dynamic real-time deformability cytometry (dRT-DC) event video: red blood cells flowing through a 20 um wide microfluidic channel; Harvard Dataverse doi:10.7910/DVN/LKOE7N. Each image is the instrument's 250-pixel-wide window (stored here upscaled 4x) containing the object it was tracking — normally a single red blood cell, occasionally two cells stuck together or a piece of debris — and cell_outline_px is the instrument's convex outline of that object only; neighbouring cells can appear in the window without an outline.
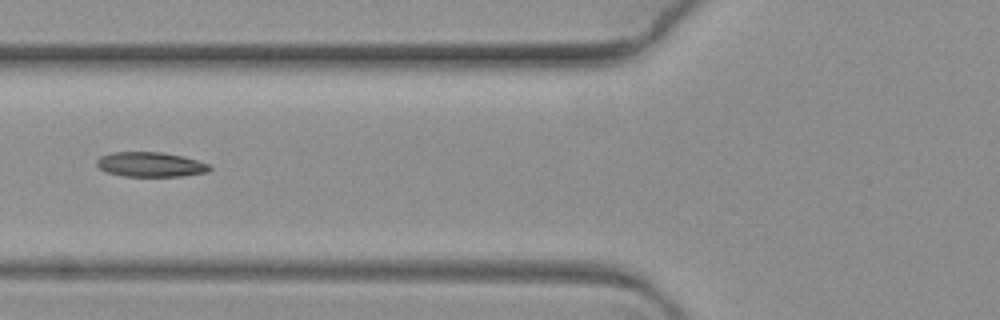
{"species": "common noctule bat (a hibernating species)", "species_latin": "Nyctalus noctula", "temperature_condition": "warm", "stored_images_in_passage": 10, "camera_frame_rate_fps": 3000, "um_per_image_px": 0.085, "animal": {"sex": "female", "body_mass_g": 19.3, "forearm_length_mm": 54.1}, "frame": {"image": 1, "passage_image": 6, "time_ms": 1.667, "image_size_px": [1000, 320], "cell_outline_px": [[212, 168], [208, 172], [184, 176], [124, 176], [108, 172], [100, 168], [96, 164], [96, 160], [100, 156], [112, 152], [164, 152], [184, 156], [208, 164]], "centroid_in_image_um": [12.81, 13.97], "position_along_channel_um": 113.0, "area_um2": 16.3}}
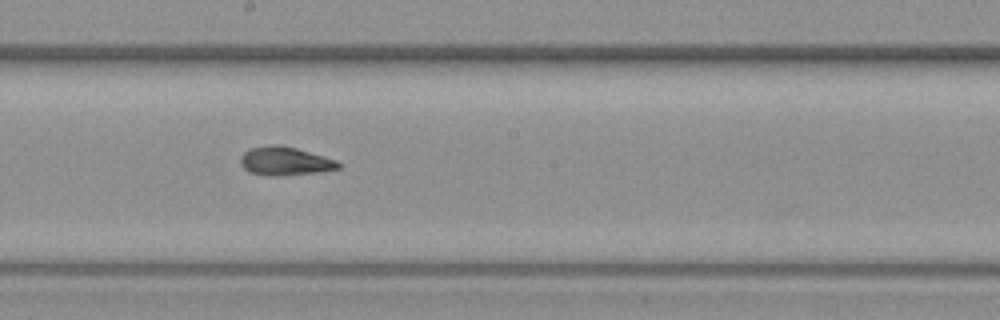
{"frame": {"image": 2, "passage_image": 9, "time_ms": 2.667, "image_size_px": [1000, 320], "cell_outline_px": [[344, 164], [340, 168], [316, 172], [276, 176], [268, 176], [248, 172], [240, 164], [240, 156], [248, 148], [268, 144], [276, 144], [296, 148], [336, 160]], "centroid_in_image_um": [24.18, 13.69], "position_along_channel_um": 224.0, "area_um2": 16.42}}
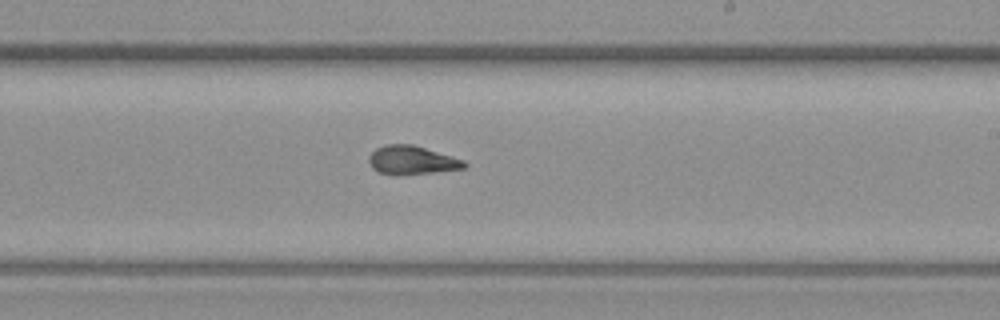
{"frame": {"image": 3, "passage_image": 10, "time_ms": 3.0, "image_size_px": [1000, 320], "cell_outline_px": [[468, 164], [464, 168], [400, 176], [396, 176], [376, 172], [372, 168], [368, 160], [368, 156], [376, 148], [384, 144], [412, 144], [464, 160]], "centroid_in_image_um": [34.95, 13.63], "position_along_channel_um": 254.1, "area_um2": 16.07}}